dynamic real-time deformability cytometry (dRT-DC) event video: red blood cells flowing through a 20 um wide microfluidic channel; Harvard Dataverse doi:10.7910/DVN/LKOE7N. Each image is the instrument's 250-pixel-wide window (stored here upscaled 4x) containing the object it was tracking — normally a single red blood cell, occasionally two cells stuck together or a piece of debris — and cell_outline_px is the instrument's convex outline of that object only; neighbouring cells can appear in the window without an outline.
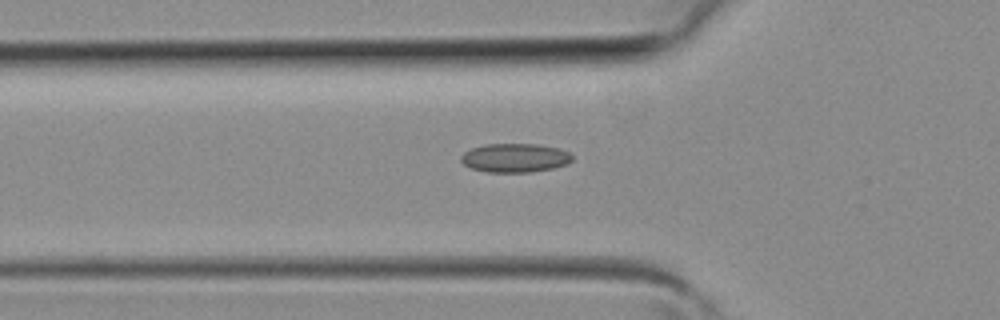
{"species": "common noctule bat (a hibernating species)", "species_latin": "Nyctalus noctula", "temperature_condition": "room temperature", "stored_images_in_passage": 36, "camera_frame_rate_fps": 3000, "um_per_image_px": 0.085, "animal": {"sex": "female", "body_mass_g": 19.3, "forearm_length_mm": 54.1}, "frame": {"image": 1, "passage_image": 13, "time_ms": 4.0, "image_size_px": [1000, 320], "cell_outline_px": [[572, 160], [568, 164], [552, 168], [528, 172], [488, 172], [472, 168], [464, 164], [460, 160], [460, 156], [464, 152], [472, 148], [484, 144], [536, 144], [556, 148], [568, 152], [572, 156]], "centroid_in_image_um": [43.74, 13.41], "position_along_channel_um": 82.1, "area_um2": 18.55}}
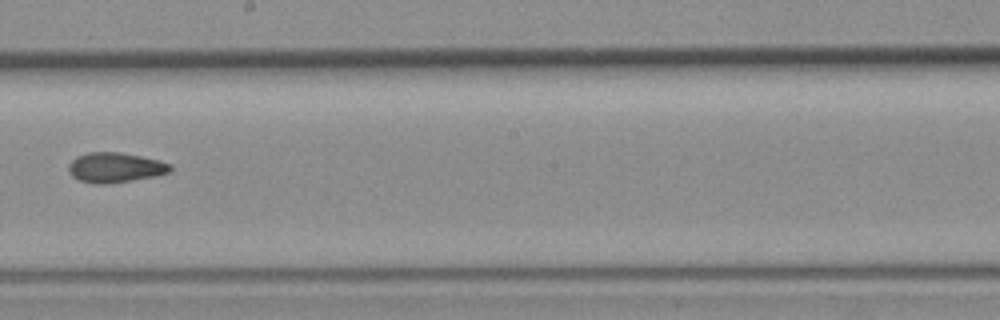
{"frame": {"image": 2, "passage_image": 22, "time_ms": 7.0, "image_size_px": [1000, 320], "cell_outline_px": [[172, 168], [168, 172], [156, 176], [108, 184], [96, 184], [80, 180], [72, 176], [68, 172], [68, 164], [76, 156], [88, 152], [120, 152], [160, 160], [172, 164]], "centroid_in_image_um": [9.78, 14.23], "position_along_channel_um": 238.4, "area_um2": 17.86}}
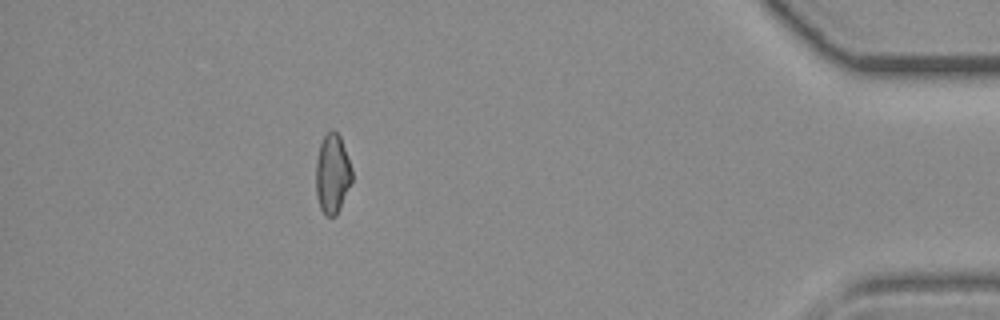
{"frame": {"image": 3, "passage_image": 35, "time_ms": 11.333, "image_size_px": [1000, 320], "cell_outline_px": [[352, 180], [336, 216], [328, 216], [320, 208], [316, 192], [316, 160], [320, 144], [324, 136], [332, 128], [340, 136], [352, 168]], "centroid_in_image_um": [28.25, 14.75], "position_along_channel_um": 407.0, "area_um2": 16.53}}